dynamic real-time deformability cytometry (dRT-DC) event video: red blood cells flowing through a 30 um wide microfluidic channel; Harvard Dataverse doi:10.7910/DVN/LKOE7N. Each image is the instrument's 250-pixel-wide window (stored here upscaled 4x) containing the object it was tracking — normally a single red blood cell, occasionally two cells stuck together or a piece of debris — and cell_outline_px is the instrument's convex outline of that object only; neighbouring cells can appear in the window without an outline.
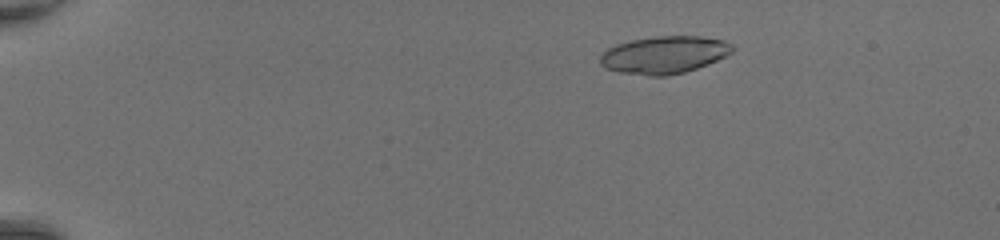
{"species": "common noctule bat (a hibernating species)", "species_latin": "Nyctalus noctula", "temperature_condition": "room temperature", "stored_images_in_passage": 48, "camera_frame_rate_fps": 3000, "um_per_image_px": 0.085, "animal": {"sex": "female", "body_mass_g": 20.0, "forearm_length_mm": 54.0}, "frame": {"image": 1, "passage_image": 8, "time_ms": 2.333, "image_size_px": [1000, 240], "cell_outline_px": [[736, 48], [732, 52], [708, 64], [684, 72], [664, 76], [648, 76], [616, 72], [604, 68], [600, 64], [600, 56], [608, 48], [616, 44], [632, 40], [656, 36], [700, 36], [724, 40], [732, 44]], "centroid_in_image_um": [56.44, 4.66], "position_along_channel_um": 28.6, "area_um2": 28.96}}
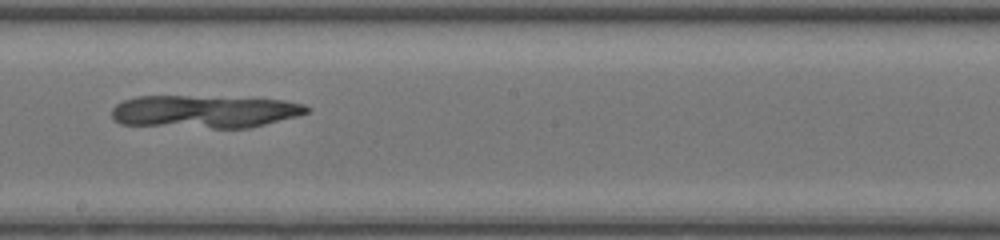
{"frame": {"image": 2, "passage_image": 29, "time_ms": 9.333, "image_size_px": [1000, 240], "cell_outline_px": [[312, 108], [308, 112], [296, 116], [248, 128], [212, 128], [120, 124], [112, 120], [112, 108], [116, 104], [124, 100], [136, 96], [188, 96], [284, 100], [304, 104]], "centroid_in_image_um": [17.34, 9.48], "position_along_channel_um": 230.9, "area_um2": 37.11}}
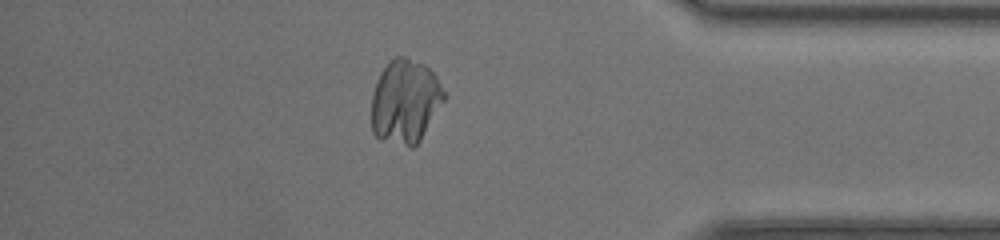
{"frame": {"image": 3, "passage_image": 42, "time_ms": 13.667, "image_size_px": [1000, 240], "cell_outline_px": [[444, 100], [420, 140], [412, 148], [408, 148], [380, 140], [372, 132], [372, 96], [380, 72], [388, 60], [396, 56], [404, 56], [424, 64], [436, 76], [444, 92]], "centroid_in_image_um": [34.41, 8.64], "position_along_channel_um": 400.8, "area_um2": 35.55}}